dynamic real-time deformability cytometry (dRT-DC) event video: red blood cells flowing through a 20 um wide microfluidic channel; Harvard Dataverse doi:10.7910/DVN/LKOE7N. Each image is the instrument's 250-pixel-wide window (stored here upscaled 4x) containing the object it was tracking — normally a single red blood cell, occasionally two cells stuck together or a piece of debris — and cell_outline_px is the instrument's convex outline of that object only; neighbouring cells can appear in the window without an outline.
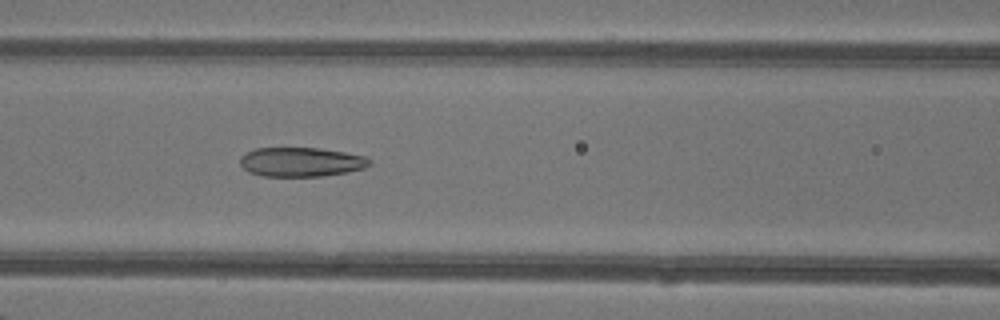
{"species": "common noctule bat (a hibernating species)", "species_latin": "Nyctalus noctula", "temperature_condition": "warm", "stored_images_in_passage": 34, "camera_frame_rate_fps": 3000, "um_per_image_px": 0.085, "animal": {"sex": "female"}, "frame": {"image": 1, "passage_image": 8, "time_ms": 2.333, "image_size_px": [1000, 320], "cell_outline_px": [[372, 160], [364, 168], [348, 172], [324, 176], [264, 176], [248, 172], [240, 164], [240, 156], [256, 148], [320, 148], [344, 152], [364, 156]], "centroid_in_image_um": [25.58, 13.77], "position_along_channel_um": 141.0, "area_um2": 22.02}}
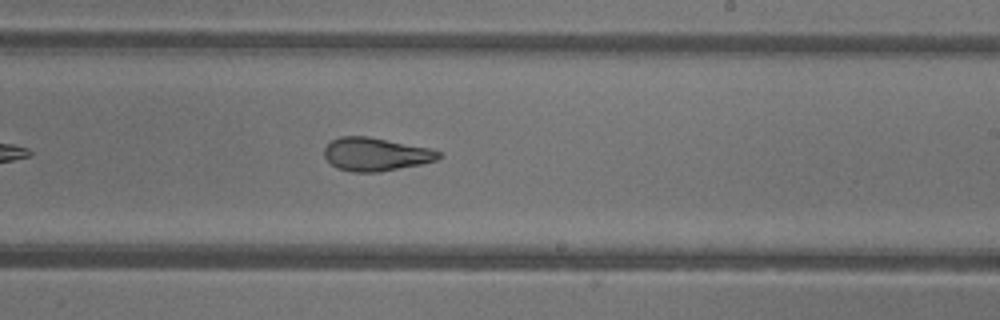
{"frame": {"image": 2, "passage_image": 16, "time_ms": 5.0, "image_size_px": [1000, 320], "cell_outline_px": [[440, 156], [436, 160], [420, 164], [380, 172], [352, 172], [336, 168], [324, 156], [324, 148], [332, 140], [340, 136], [368, 136], [432, 148], [440, 152]], "centroid_in_image_um": [31.93, 13.11], "position_along_channel_um": 257.1, "area_um2": 22.2}}
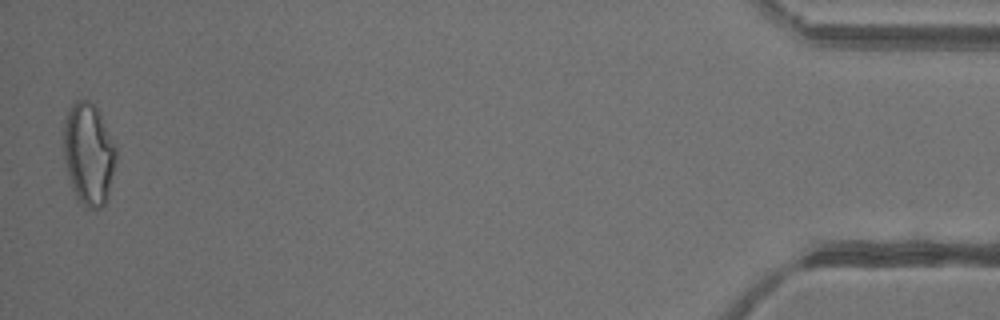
{"frame": {"image": 3, "passage_image": 34, "time_ms": 11.0, "image_size_px": [1000, 320], "cell_outline_px": [[116, 160], [108, 200], [100, 208], [88, 208], [76, 196], [72, 188], [68, 176], [64, 160], [64, 124], [68, 112], [72, 104], [76, 100], [88, 100], [96, 108], [116, 144]], "centroid_in_image_um": [7.55, 13.11], "position_along_channel_um": 427.6, "area_um2": 31.04}, "authors_computed_cell_mechanics": {"area_um2": 23.5535, "velocity_mm_per_s": 4.3549, "shape_relaxation_time_tau1_ms": null, "shape_relaxation_time_tau2_ms": 1.7567, "deformation_change_tau1": null, "deformation_change_tau2": 0.1015}}